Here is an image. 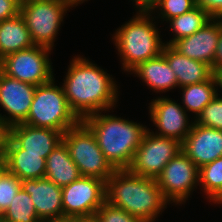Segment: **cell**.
I'll list each match as a JSON object with an SVG mask.
<instances>
[{"label":"cell","mask_w":222,"mask_h":222,"mask_svg":"<svg viewBox=\"0 0 222 222\" xmlns=\"http://www.w3.org/2000/svg\"><path fill=\"white\" fill-rule=\"evenodd\" d=\"M67 71L62 87L70 109L80 120L115 108L119 95L112 75L79 55L70 61Z\"/></svg>","instance_id":"cell-1"},{"label":"cell","mask_w":222,"mask_h":222,"mask_svg":"<svg viewBox=\"0 0 222 222\" xmlns=\"http://www.w3.org/2000/svg\"><path fill=\"white\" fill-rule=\"evenodd\" d=\"M105 194L106 202L143 222H155L170 204L156 179L141 177L128 169L115 170L106 181Z\"/></svg>","instance_id":"cell-2"},{"label":"cell","mask_w":222,"mask_h":222,"mask_svg":"<svg viewBox=\"0 0 222 222\" xmlns=\"http://www.w3.org/2000/svg\"><path fill=\"white\" fill-rule=\"evenodd\" d=\"M88 115L81 121L91 130L106 160L115 170L128 169L145 132L149 129L142 124L106 111Z\"/></svg>","instance_id":"cell-3"},{"label":"cell","mask_w":222,"mask_h":222,"mask_svg":"<svg viewBox=\"0 0 222 222\" xmlns=\"http://www.w3.org/2000/svg\"><path fill=\"white\" fill-rule=\"evenodd\" d=\"M152 14H135L112 36L114 45L120 54L122 70L130 72L139 63L160 55L165 43L161 41L159 28Z\"/></svg>","instance_id":"cell-4"},{"label":"cell","mask_w":222,"mask_h":222,"mask_svg":"<svg viewBox=\"0 0 222 222\" xmlns=\"http://www.w3.org/2000/svg\"><path fill=\"white\" fill-rule=\"evenodd\" d=\"M54 80L36 86L27 119L23 123L64 133L81 120L70 109L63 87H58Z\"/></svg>","instance_id":"cell-5"},{"label":"cell","mask_w":222,"mask_h":222,"mask_svg":"<svg viewBox=\"0 0 222 222\" xmlns=\"http://www.w3.org/2000/svg\"><path fill=\"white\" fill-rule=\"evenodd\" d=\"M63 142L81 176L95 177L106 182L115 172L99 148L95 136L82 121L64 132Z\"/></svg>","instance_id":"cell-6"},{"label":"cell","mask_w":222,"mask_h":222,"mask_svg":"<svg viewBox=\"0 0 222 222\" xmlns=\"http://www.w3.org/2000/svg\"><path fill=\"white\" fill-rule=\"evenodd\" d=\"M67 0H29L20 7V15L30 31L33 43L54 49L56 36L69 8Z\"/></svg>","instance_id":"cell-7"},{"label":"cell","mask_w":222,"mask_h":222,"mask_svg":"<svg viewBox=\"0 0 222 222\" xmlns=\"http://www.w3.org/2000/svg\"><path fill=\"white\" fill-rule=\"evenodd\" d=\"M50 48L34 45L14 52L0 61V70L7 76L38 86L54 78Z\"/></svg>","instance_id":"cell-8"},{"label":"cell","mask_w":222,"mask_h":222,"mask_svg":"<svg viewBox=\"0 0 222 222\" xmlns=\"http://www.w3.org/2000/svg\"><path fill=\"white\" fill-rule=\"evenodd\" d=\"M180 151L182 143L176 139L161 137L148 129L134 154L128 170L141 177L157 179L165 165Z\"/></svg>","instance_id":"cell-9"},{"label":"cell","mask_w":222,"mask_h":222,"mask_svg":"<svg viewBox=\"0 0 222 222\" xmlns=\"http://www.w3.org/2000/svg\"><path fill=\"white\" fill-rule=\"evenodd\" d=\"M199 168L180 151L163 168L156 182L164 197L178 205L185 204L195 187L199 185Z\"/></svg>","instance_id":"cell-10"},{"label":"cell","mask_w":222,"mask_h":222,"mask_svg":"<svg viewBox=\"0 0 222 222\" xmlns=\"http://www.w3.org/2000/svg\"><path fill=\"white\" fill-rule=\"evenodd\" d=\"M106 182L95 177L81 176L62 188L64 216L95 215L106 201Z\"/></svg>","instance_id":"cell-11"},{"label":"cell","mask_w":222,"mask_h":222,"mask_svg":"<svg viewBox=\"0 0 222 222\" xmlns=\"http://www.w3.org/2000/svg\"><path fill=\"white\" fill-rule=\"evenodd\" d=\"M152 100L148 108L150 119L158 130L154 134L183 143L193 124L183 106L164 96Z\"/></svg>","instance_id":"cell-12"},{"label":"cell","mask_w":222,"mask_h":222,"mask_svg":"<svg viewBox=\"0 0 222 222\" xmlns=\"http://www.w3.org/2000/svg\"><path fill=\"white\" fill-rule=\"evenodd\" d=\"M35 89V85L11 78L0 70V107L8 113L0 114V119L8 127L27 119Z\"/></svg>","instance_id":"cell-13"},{"label":"cell","mask_w":222,"mask_h":222,"mask_svg":"<svg viewBox=\"0 0 222 222\" xmlns=\"http://www.w3.org/2000/svg\"><path fill=\"white\" fill-rule=\"evenodd\" d=\"M63 132L40 128L25 123L9 127V137L6 148H22L24 153L48 155L63 142Z\"/></svg>","instance_id":"cell-14"},{"label":"cell","mask_w":222,"mask_h":222,"mask_svg":"<svg viewBox=\"0 0 222 222\" xmlns=\"http://www.w3.org/2000/svg\"><path fill=\"white\" fill-rule=\"evenodd\" d=\"M221 30L222 18H211L194 34L178 39L171 46L190 59L210 65L214 72V59Z\"/></svg>","instance_id":"cell-15"},{"label":"cell","mask_w":222,"mask_h":222,"mask_svg":"<svg viewBox=\"0 0 222 222\" xmlns=\"http://www.w3.org/2000/svg\"><path fill=\"white\" fill-rule=\"evenodd\" d=\"M182 151L200 168L222 156V130L193 122L191 131L182 143Z\"/></svg>","instance_id":"cell-16"},{"label":"cell","mask_w":222,"mask_h":222,"mask_svg":"<svg viewBox=\"0 0 222 222\" xmlns=\"http://www.w3.org/2000/svg\"><path fill=\"white\" fill-rule=\"evenodd\" d=\"M30 195L40 221L64 216L62 188L47 178L21 180Z\"/></svg>","instance_id":"cell-17"},{"label":"cell","mask_w":222,"mask_h":222,"mask_svg":"<svg viewBox=\"0 0 222 222\" xmlns=\"http://www.w3.org/2000/svg\"><path fill=\"white\" fill-rule=\"evenodd\" d=\"M162 53L178 79V87L209 80L214 72L206 63L180 54L171 45L165 44Z\"/></svg>","instance_id":"cell-18"},{"label":"cell","mask_w":222,"mask_h":222,"mask_svg":"<svg viewBox=\"0 0 222 222\" xmlns=\"http://www.w3.org/2000/svg\"><path fill=\"white\" fill-rule=\"evenodd\" d=\"M131 73L139 77L157 94L158 92L164 93L178 87L176 74L169 66L163 53L139 63L129 74Z\"/></svg>","instance_id":"cell-19"},{"label":"cell","mask_w":222,"mask_h":222,"mask_svg":"<svg viewBox=\"0 0 222 222\" xmlns=\"http://www.w3.org/2000/svg\"><path fill=\"white\" fill-rule=\"evenodd\" d=\"M4 157L8 172L20 180L45 178L46 159L43 154L24 153L22 148H6Z\"/></svg>","instance_id":"cell-20"},{"label":"cell","mask_w":222,"mask_h":222,"mask_svg":"<svg viewBox=\"0 0 222 222\" xmlns=\"http://www.w3.org/2000/svg\"><path fill=\"white\" fill-rule=\"evenodd\" d=\"M34 45L30 31L20 13L0 22V61L14 52Z\"/></svg>","instance_id":"cell-21"},{"label":"cell","mask_w":222,"mask_h":222,"mask_svg":"<svg viewBox=\"0 0 222 222\" xmlns=\"http://www.w3.org/2000/svg\"><path fill=\"white\" fill-rule=\"evenodd\" d=\"M80 177L81 173L71 159L69 149L62 142L46 158L45 178L63 188Z\"/></svg>","instance_id":"cell-22"},{"label":"cell","mask_w":222,"mask_h":222,"mask_svg":"<svg viewBox=\"0 0 222 222\" xmlns=\"http://www.w3.org/2000/svg\"><path fill=\"white\" fill-rule=\"evenodd\" d=\"M182 104L186 112L194 113V118L201 113L218 94L216 77L213 75L205 82L181 87Z\"/></svg>","instance_id":"cell-23"},{"label":"cell","mask_w":222,"mask_h":222,"mask_svg":"<svg viewBox=\"0 0 222 222\" xmlns=\"http://www.w3.org/2000/svg\"><path fill=\"white\" fill-rule=\"evenodd\" d=\"M211 18L212 17L200 6H197L193 10L180 16L171 18L168 20V23H170L169 26L173 32V37L165 44L171 45L178 39H182L194 34L196 31L201 29Z\"/></svg>","instance_id":"cell-24"},{"label":"cell","mask_w":222,"mask_h":222,"mask_svg":"<svg viewBox=\"0 0 222 222\" xmlns=\"http://www.w3.org/2000/svg\"><path fill=\"white\" fill-rule=\"evenodd\" d=\"M198 177L199 187L204 190L206 198L215 203L222 195V156L201 166Z\"/></svg>","instance_id":"cell-25"},{"label":"cell","mask_w":222,"mask_h":222,"mask_svg":"<svg viewBox=\"0 0 222 222\" xmlns=\"http://www.w3.org/2000/svg\"><path fill=\"white\" fill-rule=\"evenodd\" d=\"M1 222H41L28 193L22 188L14 196L10 206L1 216Z\"/></svg>","instance_id":"cell-26"},{"label":"cell","mask_w":222,"mask_h":222,"mask_svg":"<svg viewBox=\"0 0 222 222\" xmlns=\"http://www.w3.org/2000/svg\"><path fill=\"white\" fill-rule=\"evenodd\" d=\"M217 94L216 97L201 111L194 119V123L222 130V96Z\"/></svg>","instance_id":"cell-27"},{"label":"cell","mask_w":222,"mask_h":222,"mask_svg":"<svg viewBox=\"0 0 222 222\" xmlns=\"http://www.w3.org/2000/svg\"><path fill=\"white\" fill-rule=\"evenodd\" d=\"M197 7L196 0H159L155 9L163 21L187 13Z\"/></svg>","instance_id":"cell-28"},{"label":"cell","mask_w":222,"mask_h":222,"mask_svg":"<svg viewBox=\"0 0 222 222\" xmlns=\"http://www.w3.org/2000/svg\"><path fill=\"white\" fill-rule=\"evenodd\" d=\"M21 189V180L7 172L0 181V217L10 206L14 196Z\"/></svg>","instance_id":"cell-29"},{"label":"cell","mask_w":222,"mask_h":222,"mask_svg":"<svg viewBox=\"0 0 222 222\" xmlns=\"http://www.w3.org/2000/svg\"><path fill=\"white\" fill-rule=\"evenodd\" d=\"M95 215L99 219V222H143L121 208L113 206L106 201L98 209Z\"/></svg>","instance_id":"cell-30"},{"label":"cell","mask_w":222,"mask_h":222,"mask_svg":"<svg viewBox=\"0 0 222 222\" xmlns=\"http://www.w3.org/2000/svg\"><path fill=\"white\" fill-rule=\"evenodd\" d=\"M212 18H222V0H196Z\"/></svg>","instance_id":"cell-31"},{"label":"cell","mask_w":222,"mask_h":222,"mask_svg":"<svg viewBox=\"0 0 222 222\" xmlns=\"http://www.w3.org/2000/svg\"><path fill=\"white\" fill-rule=\"evenodd\" d=\"M20 13V6L13 0H0V22Z\"/></svg>","instance_id":"cell-32"},{"label":"cell","mask_w":222,"mask_h":222,"mask_svg":"<svg viewBox=\"0 0 222 222\" xmlns=\"http://www.w3.org/2000/svg\"><path fill=\"white\" fill-rule=\"evenodd\" d=\"M132 2H135V7L137 9L136 13L154 14L159 0H133Z\"/></svg>","instance_id":"cell-33"},{"label":"cell","mask_w":222,"mask_h":222,"mask_svg":"<svg viewBox=\"0 0 222 222\" xmlns=\"http://www.w3.org/2000/svg\"><path fill=\"white\" fill-rule=\"evenodd\" d=\"M9 137V127L0 119V156L5 155L6 143Z\"/></svg>","instance_id":"cell-34"},{"label":"cell","mask_w":222,"mask_h":222,"mask_svg":"<svg viewBox=\"0 0 222 222\" xmlns=\"http://www.w3.org/2000/svg\"><path fill=\"white\" fill-rule=\"evenodd\" d=\"M220 69H222V30L219 35V41L215 53L214 73Z\"/></svg>","instance_id":"cell-35"},{"label":"cell","mask_w":222,"mask_h":222,"mask_svg":"<svg viewBox=\"0 0 222 222\" xmlns=\"http://www.w3.org/2000/svg\"><path fill=\"white\" fill-rule=\"evenodd\" d=\"M73 222H99L96 215L73 217Z\"/></svg>","instance_id":"cell-36"},{"label":"cell","mask_w":222,"mask_h":222,"mask_svg":"<svg viewBox=\"0 0 222 222\" xmlns=\"http://www.w3.org/2000/svg\"><path fill=\"white\" fill-rule=\"evenodd\" d=\"M8 172L6 159L4 156H0V181L3 176Z\"/></svg>","instance_id":"cell-37"},{"label":"cell","mask_w":222,"mask_h":222,"mask_svg":"<svg viewBox=\"0 0 222 222\" xmlns=\"http://www.w3.org/2000/svg\"><path fill=\"white\" fill-rule=\"evenodd\" d=\"M41 222H73V217H59V218H52L47 220H42Z\"/></svg>","instance_id":"cell-38"},{"label":"cell","mask_w":222,"mask_h":222,"mask_svg":"<svg viewBox=\"0 0 222 222\" xmlns=\"http://www.w3.org/2000/svg\"><path fill=\"white\" fill-rule=\"evenodd\" d=\"M214 76L216 77L218 92H222V91H219V89L222 90V69L216 71V72L214 73ZM219 87H220V88H219ZM221 94H222V93H221Z\"/></svg>","instance_id":"cell-39"},{"label":"cell","mask_w":222,"mask_h":222,"mask_svg":"<svg viewBox=\"0 0 222 222\" xmlns=\"http://www.w3.org/2000/svg\"><path fill=\"white\" fill-rule=\"evenodd\" d=\"M69 1L73 6H77L78 4H81L83 3L84 1H87V0H67Z\"/></svg>","instance_id":"cell-40"},{"label":"cell","mask_w":222,"mask_h":222,"mask_svg":"<svg viewBox=\"0 0 222 222\" xmlns=\"http://www.w3.org/2000/svg\"><path fill=\"white\" fill-rule=\"evenodd\" d=\"M15 3H17L20 7L26 3V0H13Z\"/></svg>","instance_id":"cell-41"}]
</instances>
